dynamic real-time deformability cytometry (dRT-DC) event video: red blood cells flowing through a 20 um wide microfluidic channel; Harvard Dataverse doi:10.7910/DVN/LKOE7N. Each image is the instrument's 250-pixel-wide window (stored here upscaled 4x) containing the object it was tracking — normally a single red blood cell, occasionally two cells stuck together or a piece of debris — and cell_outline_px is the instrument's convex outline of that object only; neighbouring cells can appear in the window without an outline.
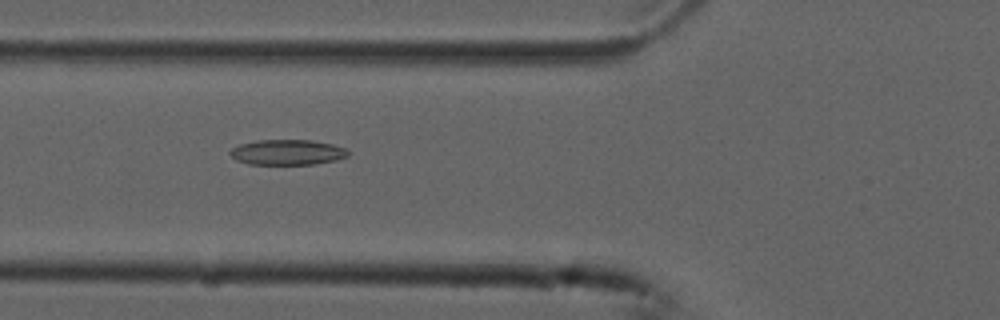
{"species": "common noctule bat (a hibernating species)", "species_latin": "Nyctalus noctula", "temperature_condition": "cold", "stored_images_in_passage": 54, "camera_frame_rate_fps": 3000, "um_per_image_px": 0.085, "animal": {"sex": "male", "forearm_length_mm": 52.5}, "frame": {"image": 1, "passage_image": 20, "time_ms": 6.333, "image_size_px": [1000, 320], "cell_outline_px": [[348, 156], [336, 160], [316, 164], [248, 164], [236, 160], [228, 152], [232, 148], [240, 144], [256, 140], [312, 140], [332, 144], [344, 148], [348, 152]], "centroid_in_image_um": [24.41, 12.94], "position_along_channel_um": 101.4, "area_um2": 17.4}}
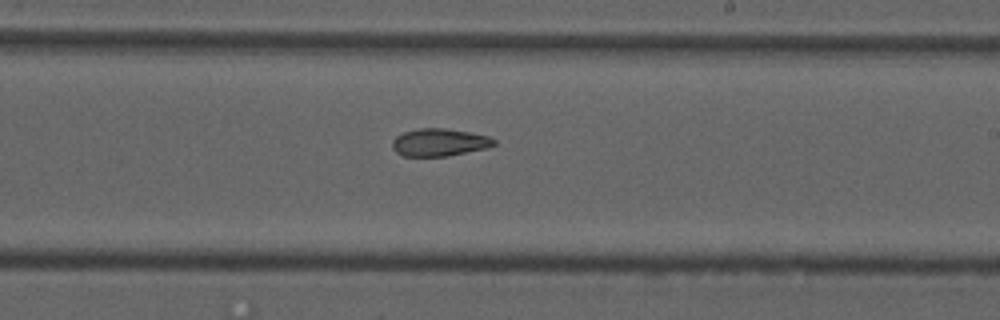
{"frame": {"image": 2, "passage_image": 32, "time_ms": 10.333, "image_size_px": [1000, 320], "cell_outline_px": [[496, 144], [488, 148], [448, 156], [404, 156], [396, 152], [392, 148], [392, 140], [396, 136], [404, 132], [420, 128], [444, 128], [468, 132], [488, 136], [496, 140]], "centroid_in_image_um": [37.35, 12.1], "position_along_channel_um": 251.7, "area_um2": 16.36}}
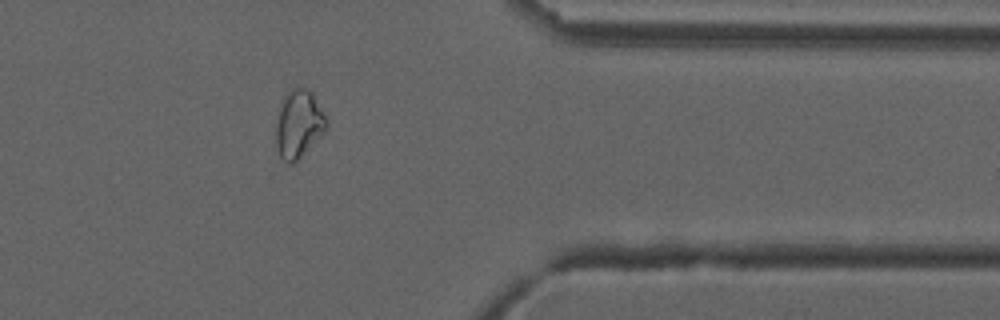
{"frame": {"image": 3, "passage_image": 44, "time_ms": 14.333, "image_size_px": [1000, 320], "cell_outline_px": [[328, 128], [292, 164], [288, 164], [280, 156], [276, 144], [276, 120], [284, 96], [292, 88], [308, 88], [312, 92], [328, 120]], "centroid_in_image_um": [25.4, 10.52], "position_along_channel_um": 386.0, "area_um2": 19.71}, "authors_computed_cell_mechanics": {"area_um2": 19.2474, "velocity_mm_per_s": 3.763, "shape_relaxation_time_tau1_ms": null, "shape_relaxation_time_tau2_ms": 5.5842, "deformation_change_tau1": null, "deformation_change_tau2": 0.1354}}